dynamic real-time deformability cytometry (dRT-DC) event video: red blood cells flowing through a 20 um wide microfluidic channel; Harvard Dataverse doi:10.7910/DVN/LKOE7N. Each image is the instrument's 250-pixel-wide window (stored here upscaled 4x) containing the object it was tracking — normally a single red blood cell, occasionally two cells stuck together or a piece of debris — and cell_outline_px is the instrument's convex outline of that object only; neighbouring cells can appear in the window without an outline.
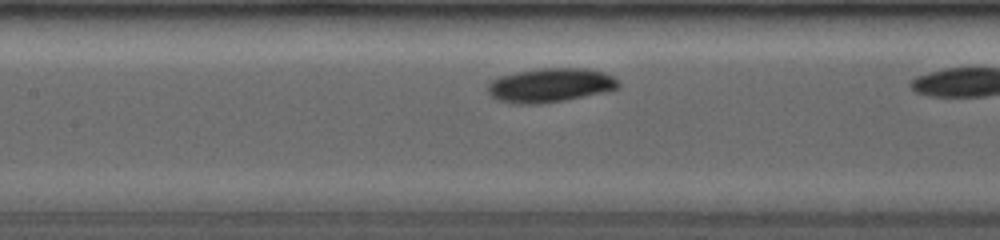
{"species": "common noctule bat (a hibernating species)", "species_latin": "Nyctalus noctula", "temperature_condition": "room temperature", "stored_images_in_passage": 40, "camera_frame_rate_fps": 4000, "um_per_image_px": 0.085, "animal": {"sex": "female", "body_mass_g": 19.0, "forearm_length_mm": 53.3}, "frame": {"image": 1, "passage_image": 12, "time_ms": 2.5, "image_size_px": [1000, 240], "cell_outline_px": [[620, 88], [604, 92], [564, 100], [540, 104], [516, 104], [496, 100], [488, 92], [488, 84], [492, 80], [500, 76], [516, 72], [540, 68], [584, 68], [604, 72], [612, 76], [620, 84]], "centroid_in_image_um": [46.76, 7.24], "position_along_channel_um": 160.6, "area_um2": 25.95}}
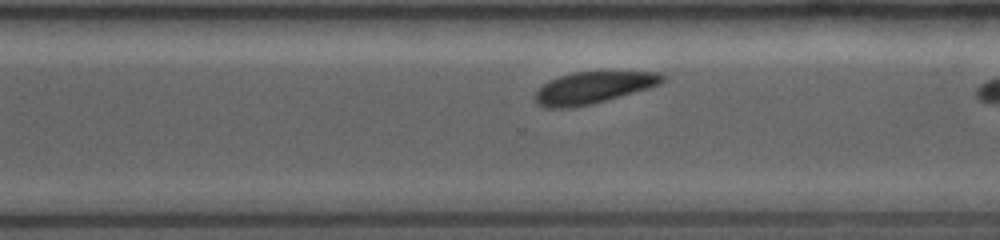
{"frame": {"image": 2, "passage_image": 29, "time_ms": 6.5, "image_size_px": [1000, 240], "cell_outline_px": [[664, 80], [660, 84], [648, 88], [592, 104], [572, 108], [544, 108], [536, 104], [532, 96], [548, 80], [572, 72], [660, 72], [664, 76]], "centroid_in_image_um": [50.35, 7.46], "position_along_channel_um": 320.2, "area_um2": 23.58}, "authors_computed_cell_mechanics": {"area_um2": 25.0852, "velocity_mm_per_s": 3.9925, "shape_relaxation_time_tau1_ms": 3.47, "shape_relaxation_time_tau2_ms": null, "deformation_change_tau1": 0.1482, "deformation_change_tau2": null}}